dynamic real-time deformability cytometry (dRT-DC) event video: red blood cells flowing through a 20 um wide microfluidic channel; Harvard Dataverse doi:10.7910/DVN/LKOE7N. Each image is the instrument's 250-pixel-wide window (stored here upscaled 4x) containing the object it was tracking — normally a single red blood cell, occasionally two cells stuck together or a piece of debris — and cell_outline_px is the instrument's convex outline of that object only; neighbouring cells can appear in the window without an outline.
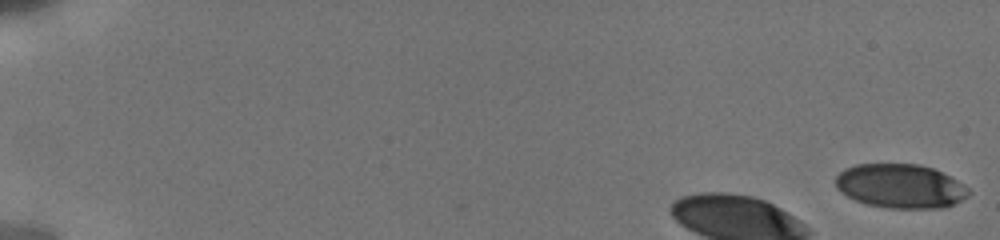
{"species": "human", "species_latin": "Homo sapiens", "temperature_condition": "cold", "stored_images_in_passage": 26, "camera_frame_rate_fps": 3000, "um_per_image_px": 0.085, "donor": {"sex": "male"}, "frame": {"image": 1, "passage_image": 1, "time_ms": 0.0, "image_size_px": [1000, 240], "cell_outline_px": [[972, 192], [968, 196], [952, 204], [940, 208], [892, 208], [864, 204], [840, 192], [836, 188], [836, 176], [844, 168], [856, 164], [920, 164], [932, 168], [956, 180], [968, 188]], "centroid_in_image_um": [76.5, 15.81], "position_along_channel_um": 8.5, "area_um2": 34.04}}